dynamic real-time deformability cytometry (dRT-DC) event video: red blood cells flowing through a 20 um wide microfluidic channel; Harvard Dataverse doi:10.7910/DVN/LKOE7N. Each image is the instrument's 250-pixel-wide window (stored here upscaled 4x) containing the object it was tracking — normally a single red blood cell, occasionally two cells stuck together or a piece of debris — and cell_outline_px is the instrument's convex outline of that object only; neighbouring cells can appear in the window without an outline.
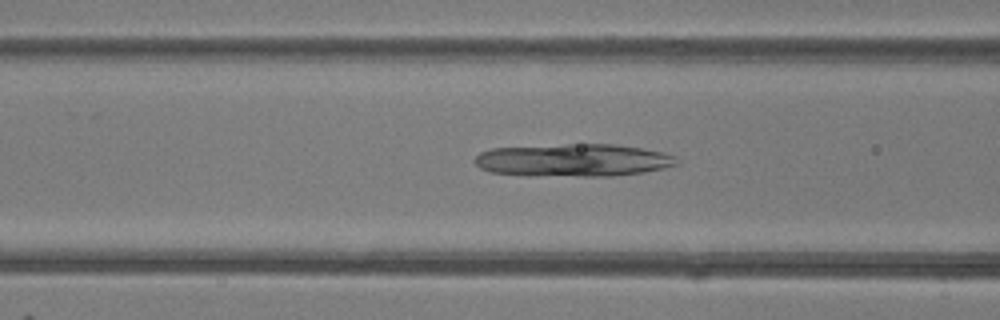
{"species": "common noctule bat (a hibernating species)", "species_latin": "Nyctalus noctula", "temperature_condition": "room temperature", "stored_images_in_passage": 48, "camera_frame_rate_fps": 3000, "um_per_image_px": 0.085, "animal": {"sex": "female"}, "frame": {"image": 1, "passage_image": 19, "time_ms": 6.0, "image_size_px": [1000, 320], "cell_outline_px": [[680, 164], [664, 168], [644, 172], [612, 176], [528, 176], [488, 172], [480, 168], [476, 164], [476, 156], [480, 152], [492, 148], [568, 144], [616, 144], [664, 152], [676, 156]], "centroid_in_image_um": [48.75, 13.62], "position_along_channel_um": 117.9, "area_um2": 38.84}}
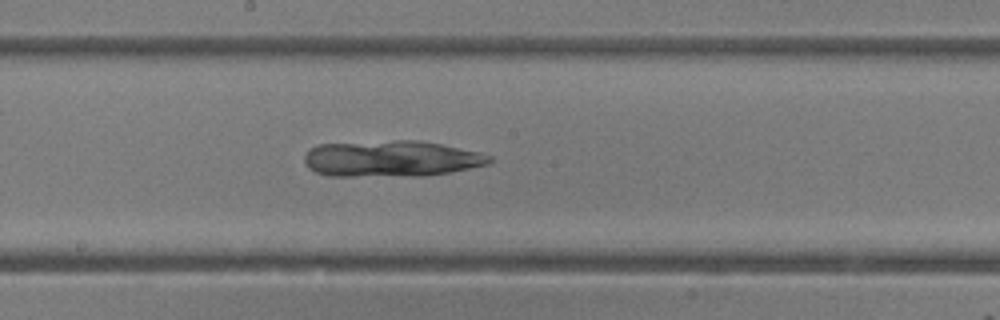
{"frame": {"image": 2, "passage_image": 26, "time_ms": 8.333, "image_size_px": [1000, 320], "cell_outline_px": [[492, 164], [452, 172], [424, 176], [328, 176], [316, 172], [308, 168], [304, 160], [304, 156], [308, 148], [316, 144], [396, 140], [416, 140], [440, 144], [480, 152], [492, 156]], "centroid_in_image_um": [33.26, 13.49], "position_along_channel_um": 214.9, "area_um2": 39.59}}
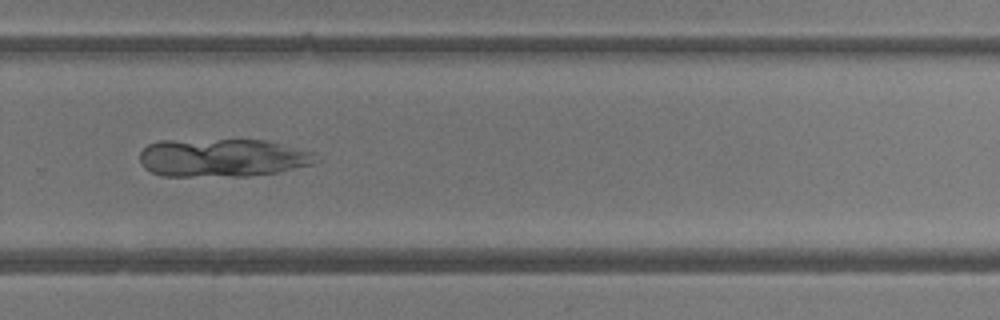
{"frame": {"image": 3, "passage_image": 33, "time_ms": 10.667, "image_size_px": [1000, 320], "cell_outline_px": [[320, 160], [312, 164], [276, 172], [248, 176], [160, 176], [144, 168], [140, 160], [140, 152], [148, 144], [160, 140], [264, 140], [312, 152]], "centroid_in_image_um": [18.85, 13.41], "position_along_channel_um": 310.9, "area_um2": 39.07}}